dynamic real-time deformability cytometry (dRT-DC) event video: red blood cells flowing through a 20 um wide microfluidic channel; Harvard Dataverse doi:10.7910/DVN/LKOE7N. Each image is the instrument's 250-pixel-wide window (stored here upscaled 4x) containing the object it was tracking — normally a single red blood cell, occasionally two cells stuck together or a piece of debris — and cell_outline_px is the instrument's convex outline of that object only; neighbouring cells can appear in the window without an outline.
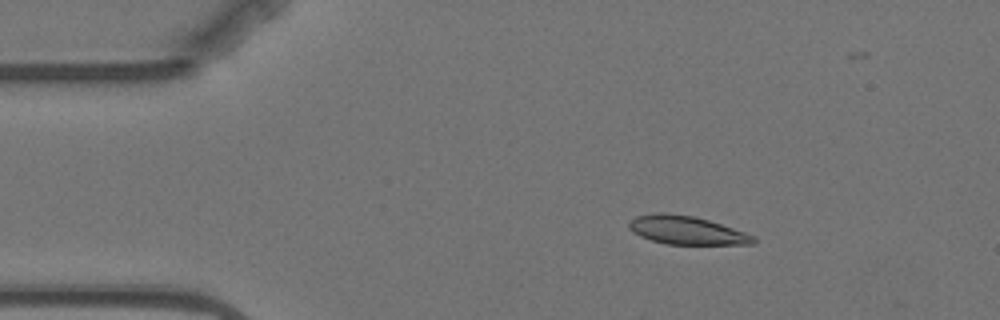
{"species": "Egyptian fruit bat (a non-hibernating species)", "species_latin": "Rousettus aegyptiacus", "temperature_condition": "warm", "stored_images_in_passage": 3, "camera_frame_rate_fps": 3000, "um_per_image_px": 0.085, "animal": {"sex": "female"}, "frame": {"image": 1, "passage_image": 1, "time_ms": 0.0, "image_size_px": [1000, 320], "cell_outline_px": [[756, 240], [752, 244], [668, 244], [652, 240], [640, 236], [632, 232], [628, 228], [628, 220], [636, 216], [656, 212], [664, 212], [692, 216], [708, 220], [756, 236]], "centroid_in_image_um": [58.3, 19.56], "position_along_channel_um": 26.7, "area_um2": 20.52}}